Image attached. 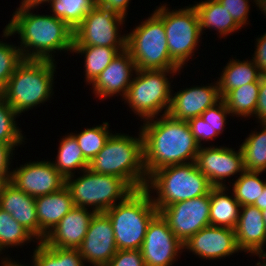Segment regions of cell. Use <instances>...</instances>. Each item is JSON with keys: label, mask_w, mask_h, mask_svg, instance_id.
Wrapping results in <instances>:
<instances>
[{"label": "cell", "mask_w": 266, "mask_h": 266, "mask_svg": "<svg viewBox=\"0 0 266 266\" xmlns=\"http://www.w3.org/2000/svg\"><path fill=\"white\" fill-rule=\"evenodd\" d=\"M212 188L208 178L199 171L196 162H191L165 166L152 172L144 189L150 194L159 212L173 203L209 194Z\"/></svg>", "instance_id": "5b68a950"}, {"label": "cell", "mask_w": 266, "mask_h": 266, "mask_svg": "<svg viewBox=\"0 0 266 266\" xmlns=\"http://www.w3.org/2000/svg\"><path fill=\"white\" fill-rule=\"evenodd\" d=\"M183 250L184 245L158 213L148 224L141 247L145 266H172Z\"/></svg>", "instance_id": "4fadbf2b"}, {"label": "cell", "mask_w": 266, "mask_h": 266, "mask_svg": "<svg viewBox=\"0 0 266 266\" xmlns=\"http://www.w3.org/2000/svg\"><path fill=\"white\" fill-rule=\"evenodd\" d=\"M126 49H115L114 47L73 45L72 53L82 55L84 59L85 82L90 85L99 74Z\"/></svg>", "instance_id": "83f0119b"}, {"label": "cell", "mask_w": 266, "mask_h": 266, "mask_svg": "<svg viewBox=\"0 0 266 266\" xmlns=\"http://www.w3.org/2000/svg\"><path fill=\"white\" fill-rule=\"evenodd\" d=\"M263 172L245 170L233 183L232 189L235 199L241 206L253 205L263 193L266 179H260Z\"/></svg>", "instance_id": "836d02e7"}, {"label": "cell", "mask_w": 266, "mask_h": 266, "mask_svg": "<svg viewBox=\"0 0 266 266\" xmlns=\"http://www.w3.org/2000/svg\"><path fill=\"white\" fill-rule=\"evenodd\" d=\"M209 194L163 207L158 213L184 245L200 229L210 226Z\"/></svg>", "instance_id": "7c38bea8"}, {"label": "cell", "mask_w": 266, "mask_h": 266, "mask_svg": "<svg viewBox=\"0 0 266 266\" xmlns=\"http://www.w3.org/2000/svg\"><path fill=\"white\" fill-rule=\"evenodd\" d=\"M167 6L161 4L153 11L163 20L171 59L183 69L202 40L198 13L193 5L178 10Z\"/></svg>", "instance_id": "30bf717a"}, {"label": "cell", "mask_w": 266, "mask_h": 266, "mask_svg": "<svg viewBox=\"0 0 266 266\" xmlns=\"http://www.w3.org/2000/svg\"><path fill=\"white\" fill-rule=\"evenodd\" d=\"M144 166L147 177L169 165L196 161L200 146L197 144L187 121L177 120L169 114L143 121Z\"/></svg>", "instance_id": "7a4b0ae2"}, {"label": "cell", "mask_w": 266, "mask_h": 266, "mask_svg": "<svg viewBox=\"0 0 266 266\" xmlns=\"http://www.w3.org/2000/svg\"><path fill=\"white\" fill-rule=\"evenodd\" d=\"M255 51L252 55V59L255 65L259 69V73L262 76H266V32L255 41Z\"/></svg>", "instance_id": "b9f144b4"}, {"label": "cell", "mask_w": 266, "mask_h": 266, "mask_svg": "<svg viewBox=\"0 0 266 266\" xmlns=\"http://www.w3.org/2000/svg\"><path fill=\"white\" fill-rule=\"evenodd\" d=\"M221 99L217 81L203 86H186L185 89L172 93L168 114L174 119L188 121L201 116Z\"/></svg>", "instance_id": "d6986e66"}, {"label": "cell", "mask_w": 266, "mask_h": 266, "mask_svg": "<svg viewBox=\"0 0 266 266\" xmlns=\"http://www.w3.org/2000/svg\"><path fill=\"white\" fill-rule=\"evenodd\" d=\"M257 123H266V76H261L255 116Z\"/></svg>", "instance_id": "7bdbcfd3"}, {"label": "cell", "mask_w": 266, "mask_h": 266, "mask_svg": "<svg viewBox=\"0 0 266 266\" xmlns=\"http://www.w3.org/2000/svg\"><path fill=\"white\" fill-rule=\"evenodd\" d=\"M235 236L239 249L244 254H263L266 248V227L262 211L254 205L241 206L235 227Z\"/></svg>", "instance_id": "44dd1931"}, {"label": "cell", "mask_w": 266, "mask_h": 266, "mask_svg": "<svg viewBox=\"0 0 266 266\" xmlns=\"http://www.w3.org/2000/svg\"><path fill=\"white\" fill-rule=\"evenodd\" d=\"M28 3H31V4H33V5H35V6H37L38 8H40L39 7V5L42 7V5H44L45 3L47 4V2L49 1V0H26ZM42 4V5H41Z\"/></svg>", "instance_id": "816d5d0a"}, {"label": "cell", "mask_w": 266, "mask_h": 266, "mask_svg": "<svg viewBox=\"0 0 266 266\" xmlns=\"http://www.w3.org/2000/svg\"><path fill=\"white\" fill-rule=\"evenodd\" d=\"M80 173L77 178L76 175L66 178L74 206L105 213L134 191L119 177L94 173L88 168Z\"/></svg>", "instance_id": "9c48e42d"}, {"label": "cell", "mask_w": 266, "mask_h": 266, "mask_svg": "<svg viewBox=\"0 0 266 266\" xmlns=\"http://www.w3.org/2000/svg\"><path fill=\"white\" fill-rule=\"evenodd\" d=\"M195 162L213 187H226L228 184L225 179L233 175H237V178L245 171L240 147L237 151L221 145H204L199 148Z\"/></svg>", "instance_id": "5bb4252c"}, {"label": "cell", "mask_w": 266, "mask_h": 266, "mask_svg": "<svg viewBox=\"0 0 266 266\" xmlns=\"http://www.w3.org/2000/svg\"><path fill=\"white\" fill-rule=\"evenodd\" d=\"M38 220V242L74 207L71 193L65 186L61 190L35 198Z\"/></svg>", "instance_id": "7402d4cb"}, {"label": "cell", "mask_w": 266, "mask_h": 266, "mask_svg": "<svg viewBox=\"0 0 266 266\" xmlns=\"http://www.w3.org/2000/svg\"><path fill=\"white\" fill-rule=\"evenodd\" d=\"M137 71L134 60L127 50L120 52L116 58L90 84L93 94L99 100L113 96H126L134 74Z\"/></svg>", "instance_id": "ac0fdd59"}, {"label": "cell", "mask_w": 266, "mask_h": 266, "mask_svg": "<svg viewBox=\"0 0 266 266\" xmlns=\"http://www.w3.org/2000/svg\"><path fill=\"white\" fill-rule=\"evenodd\" d=\"M229 190L228 186L213 187L210 190L209 217L211 226L235 229L240 215L241 205L235 199L233 192L231 194Z\"/></svg>", "instance_id": "d4e9b609"}, {"label": "cell", "mask_w": 266, "mask_h": 266, "mask_svg": "<svg viewBox=\"0 0 266 266\" xmlns=\"http://www.w3.org/2000/svg\"><path fill=\"white\" fill-rule=\"evenodd\" d=\"M234 21L242 28L249 24L250 2L253 0H218Z\"/></svg>", "instance_id": "f35d334b"}, {"label": "cell", "mask_w": 266, "mask_h": 266, "mask_svg": "<svg viewBox=\"0 0 266 266\" xmlns=\"http://www.w3.org/2000/svg\"><path fill=\"white\" fill-rule=\"evenodd\" d=\"M0 208L10 213L38 240V220L34 197L24 193L9 181L0 194Z\"/></svg>", "instance_id": "603a6c76"}, {"label": "cell", "mask_w": 266, "mask_h": 266, "mask_svg": "<svg viewBox=\"0 0 266 266\" xmlns=\"http://www.w3.org/2000/svg\"><path fill=\"white\" fill-rule=\"evenodd\" d=\"M126 35L137 70H181L170 57L163 20L154 11Z\"/></svg>", "instance_id": "ba28073f"}, {"label": "cell", "mask_w": 266, "mask_h": 266, "mask_svg": "<svg viewBox=\"0 0 266 266\" xmlns=\"http://www.w3.org/2000/svg\"><path fill=\"white\" fill-rule=\"evenodd\" d=\"M97 6L107 9L123 16L124 18L128 15V7L131 0H95Z\"/></svg>", "instance_id": "ee69618b"}, {"label": "cell", "mask_w": 266, "mask_h": 266, "mask_svg": "<svg viewBox=\"0 0 266 266\" xmlns=\"http://www.w3.org/2000/svg\"><path fill=\"white\" fill-rule=\"evenodd\" d=\"M193 6L198 13L202 35L206 28L211 29L210 31L213 29L217 31L215 34H219L218 38L221 39L242 29L218 0H201L199 3L195 2Z\"/></svg>", "instance_id": "cb8c5ba5"}, {"label": "cell", "mask_w": 266, "mask_h": 266, "mask_svg": "<svg viewBox=\"0 0 266 266\" xmlns=\"http://www.w3.org/2000/svg\"><path fill=\"white\" fill-rule=\"evenodd\" d=\"M51 15L66 22L73 30L96 5L95 0H49Z\"/></svg>", "instance_id": "d6a6232c"}, {"label": "cell", "mask_w": 266, "mask_h": 266, "mask_svg": "<svg viewBox=\"0 0 266 266\" xmlns=\"http://www.w3.org/2000/svg\"><path fill=\"white\" fill-rule=\"evenodd\" d=\"M176 73L179 75L181 70H137L121 100L141 118V122L168 114L174 91L170 80L177 76Z\"/></svg>", "instance_id": "52a82bcc"}, {"label": "cell", "mask_w": 266, "mask_h": 266, "mask_svg": "<svg viewBox=\"0 0 266 266\" xmlns=\"http://www.w3.org/2000/svg\"><path fill=\"white\" fill-rule=\"evenodd\" d=\"M227 115L231 116L223 99L201 114L204 121L212 127V141L216 139V136L218 137L223 133L228 122Z\"/></svg>", "instance_id": "74e56055"}, {"label": "cell", "mask_w": 266, "mask_h": 266, "mask_svg": "<svg viewBox=\"0 0 266 266\" xmlns=\"http://www.w3.org/2000/svg\"><path fill=\"white\" fill-rule=\"evenodd\" d=\"M260 131H253L239 146L243 155L244 169L266 172V123H259Z\"/></svg>", "instance_id": "f1b7e54d"}, {"label": "cell", "mask_w": 266, "mask_h": 266, "mask_svg": "<svg viewBox=\"0 0 266 266\" xmlns=\"http://www.w3.org/2000/svg\"><path fill=\"white\" fill-rule=\"evenodd\" d=\"M184 251L192 252L197 257L209 261L226 259L242 252L237 245L234 229L211 225L200 229L186 241Z\"/></svg>", "instance_id": "e0dca14e"}, {"label": "cell", "mask_w": 266, "mask_h": 266, "mask_svg": "<svg viewBox=\"0 0 266 266\" xmlns=\"http://www.w3.org/2000/svg\"><path fill=\"white\" fill-rule=\"evenodd\" d=\"M1 259V266H29V265H26L25 263L24 264H21V262H17L15 261L12 257L10 258L9 255L6 256L5 254V257L3 255V258L0 257ZM31 266V265H30Z\"/></svg>", "instance_id": "bcb514c9"}, {"label": "cell", "mask_w": 266, "mask_h": 266, "mask_svg": "<svg viewBox=\"0 0 266 266\" xmlns=\"http://www.w3.org/2000/svg\"><path fill=\"white\" fill-rule=\"evenodd\" d=\"M106 266H145L141 249L117 250Z\"/></svg>", "instance_id": "ab89813d"}, {"label": "cell", "mask_w": 266, "mask_h": 266, "mask_svg": "<svg viewBox=\"0 0 266 266\" xmlns=\"http://www.w3.org/2000/svg\"><path fill=\"white\" fill-rule=\"evenodd\" d=\"M59 143L56 160L51 162L65 179L75 175V170L79 173L89 167V161L84 157L76 138L71 133L63 136Z\"/></svg>", "instance_id": "4316f807"}, {"label": "cell", "mask_w": 266, "mask_h": 266, "mask_svg": "<svg viewBox=\"0 0 266 266\" xmlns=\"http://www.w3.org/2000/svg\"><path fill=\"white\" fill-rule=\"evenodd\" d=\"M187 123L200 147L204 146L203 144H206L205 142L212 141V127L201 116L192 118Z\"/></svg>", "instance_id": "60d3db41"}, {"label": "cell", "mask_w": 266, "mask_h": 266, "mask_svg": "<svg viewBox=\"0 0 266 266\" xmlns=\"http://www.w3.org/2000/svg\"><path fill=\"white\" fill-rule=\"evenodd\" d=\"M261 211L266 208V185L264 187L263 193L260 194L259 198L256 199L255 203L253 204Z\"/></svg>", "instance_id": "7dc6e473"}, {"label": "cell", "mask_w": 266, "mask_h": 266, "mask_svg": "<svg viewBox=\"0 0 266 266\" xmlns=\"http://www.w3.org/2000/svg\"><path fill=\"white\" fill-rule=\"evenodd\" d=\"M32 253L31 266H85L78 249H62L38 242Z\"/></svg>", "instance_id": "f546056e"}, {"label": "cell", "mask_w": 266, "mask_h": 266, "mask_svg": "<svg viewBox=\"0 0 266 266\" xmlns=\"http://www.w3.org/2000/svg\"><path fill=\"white\" fill-rule=\"evenodd\" d=\"M111 132L109 130V123L103 122L99 126L84 128L78 134L72 132L71 134L76 138L84 157L91 161L102 150L109 137L114 133Z\"/></svg>", "instance_id": "e575fe53"}, {"label": "cell", "mask_w": 266, "mask_h": 266, "mask_svg": "<svg viewBox=\"0 0 266 266\" xmlns=\"http://www.w3.org/2000/svg\"><path fill=\"white\" fill-rule=\"evenodd\" d=\"M261 76L253 59L240 61L232 57L217 79L220 97L223 99L231 90L245 84L260 82Z\"/></svg>", "instance_id": "484cf974"}, {"label": "cell", "mask_w": 266, "mask_h": 266, "mask_svg": "<svg viewBox=\"0 0 266 266\" xmlns=\"http://www.w3.org/2000/svg\"><path fill=\"white\" fill-rule=\"evenodd\" d=\"M34 8L37 6L21 0L3 29L2 37L6 39L18 34L23 59L55 61L53 53L56 51L72 54L74 30L54 15L32 12Z\"/></svg>", "instance_id": "6da1fadb"}, {"label": "cell", "mask_w": 266, "mask_h": 266, "mask_svg": "<svg viewBox=\"0 0 266 266\" xmlns=\"http://www.w3.org/2000/svg\"><path fill=\"white\" fill-rule=\"evenodd\" d=\"M31 241L38 243V240L19 224L10 213L0 208V255L4 254L3 250L16 246V248L18 246L22 248Z\"/></svg>", "instance_id": "1f68e13d"}, {"label": "cell", "mask_w": 266, "mask_h": 266, "mask_svg": "<svg viewBox=\"0 0 266 266\" xmlns=\"http://www.w3.org/2000/svg\"><path fill=\"white\" fill-rule=\"evenodd\" d=\"M105 214L112 223L117 250L141 249L148 224L158 214L145 189L134 190Z\"/></svg>", "instance_id": "8992f818"}, {"label": "cell", "mask_w": 266, "mask_h": 266, "mask_svg": "<svg viewBox=\"0 0 266 266\" xmlns=\"http://www.w3.org/2000/svg\"><path fill=\"white\" fill-rule=\"evenodd\" d=\"M11 173H0V194L2 193L5 185L10 181Z\"/></svg>", "instance_id": "c3c4849f"}, {"label": "cell", "mask_w": 266, "mask_h": 266, "mask_svg": "<svg viewBox=\"0 0 266 266\" xmlns=\"http://www.w3.org/2000/svg\"><path fill=\"white\" fill-rule=\"evenodd\" d=\"M16 44L0 41V93L15 72L17 66L24 60L20 48Z\"/></svg>", "instance_id": "8d00e7d4"}, {"label": "cell", "mask_w": 266, "mask_h": 266, "mask_svg": "<svg viewBox=\"0 0 266 266\" xmlns=\"http://www.w3.org/2000/svg\"><path fill=\"white\" fill-rule=\"evenodd\" d=\"M55 62L24 59L17 66L0 95L19 116L48 102L53 96Z\"/></svg>", "instance_id": "277c9868"}, {"label": "cell", "mask_w": 266, "mask_h": 266, "mask_svg": "<svg viewBox=\"0 0 266 266\" xmlns=\"http://www.w3.org/2000/svg\"><path fill=\"white\" fill-rule=\"evenodd\" d=\"M262 215H263V220H264L265 227H266V208L262 210Z\"/></svg>", "instance_id": "f5cc1de1"}, {"label": "cell", "mask_w": 266, "mask_h": 266, "mask_svg": "<svg viewBox=\"0 0 266 266\" xmlns=\"http://www.w3.org/2000/svg\"><path fill=\"white\" fill-rule=\"evenodd\" d=\"M13 152L15 153L8 144L0 143V173L12 172L11 163H13L12 159H14L13 155H15Z\"/></svg>", "instance_id": "f6af8a7d"}, {"label": "cell", "mask_w": 266, "mask_h": 266, "mask_svg": "<svg viewBox=\"0 0 266 266\" xmlns=\"http://www.w3.org/2000/svg\"><path fill=\"white\" fill-rule=\"evenodd\" d=\"M113 133L102 150L89 161L92 172L123 179L133 190L144 189L147 172L144 166L143 137Z\"/></svg>", "instance_id": "3957f363"}, {"label": "cell", "mask_w": 266, "mask_h": 266, "mask_svg": "<svg viewBox=\"0 0 266 266\" xmlns=\"http://www.w3.org/2000/svg\"><path fill=\"white\" fill-rule=\"evenodd\" d=\"M95 215L91 209L74 206L45 236L44 244L62 249H78Z\"/></svg>", "instance_id": "ffe728a7"}, {"label": "cell", "mask_w": 266, "mask_h": 266, "mask_svg": "<svg viewBox=\"0 0 266 266\" xmlns=\"http://www.w3.org/2000/svg\"><path fill=\"white\" fill-rule=\"evenodd\" d=\"M10 182L34 198L57 192L66 186V179L48 159L26 162L14 168Z\"/></svg>", "instance_id": "9a60e30c"}, {"label": "cell", "mask_w": 266, "mask_h": 266, "mask_svg": "<svg viewBox=\"0 0 266 266\" xmlns=\"http://www.w3.org/2000/svg\"><path fill=\"white\" fill-rule=\"evenodd\" d=\"M125 20L116 12L95 5L74 29L73 45L126 49L127 35H121L122 30L119 29L125 24Z\"/></svg>", "instance_id": "8fae6325"}, {"label": "cell", "mask_w": 266, "mask_h": 266, "mask_svg": "<svg viewBox=\"0 0 266 266\" xmlns=\"http://www.w3.org/2000/svg\"><path fill=\"white\" fill-rule=\"evenodd\" d=\"M19 115L0 95V143L8 144L13 150L25 143L24 133L17 126L16 118Z\"/></svg>", "instance_id": "d590c367"}, {"label": "cell", "mask_w": 266, "mask_h": 266, "mask_svg": "<svg viewBox=\"0 0 266 266\" xmlns=\"http://www.w3.org/2000/svg\"><path fill=\"white\" fill-rule=\"evenodd\" d=\"M256 6L259 8L257 10H260L266 16V0H257Z\"/></svg>", "instance_id": "681fc988"}, {"label": "cell", "mask_w": 266, "mask_h": 266, "mask_svg": "<svg viewBox=\"0 0 266 266\" xmlns=\"http://www.w3.org/2000/svg\"><path fill=\"white\" fill-rule=\"evenodd\" d=\"M251 256H257V257H259V259H261V260H259L256 264H255V266H266V257L263 255V254H254V255H251Z\"/></svg>", "instance_id": "f907efd6"}, {"label": "cell", "mask_w": 266, "mask_h": 266, "mask_svg": "<svg viewBox=\"0 0 266 266\" xmlns=\"http://www.w3.org/2000/svg\"><path fill=\"white\" fill-rule=\"evenodd\" d=\"M84 264L106 266L117 252L114 231L110 218L105 213H95L88 231L78 248Z\"/></svg>", "instance_id": "2e32d148"}, {"label": "cell", "mask_w": 266, "mask_h": 266, "mask_svg": "<svg viewBox=\"0 0 266 266\" xmlns=\"http://www.w3.org/2000/svg\"><path fill=\"white\" fill-rule=\"evenodd\" d=\"M260 82L245 84L231 90L224 98L231 116L247 118L255 116Z\"/></svg>", "instance_id": "4dcf8cb0"}]
</instances>
